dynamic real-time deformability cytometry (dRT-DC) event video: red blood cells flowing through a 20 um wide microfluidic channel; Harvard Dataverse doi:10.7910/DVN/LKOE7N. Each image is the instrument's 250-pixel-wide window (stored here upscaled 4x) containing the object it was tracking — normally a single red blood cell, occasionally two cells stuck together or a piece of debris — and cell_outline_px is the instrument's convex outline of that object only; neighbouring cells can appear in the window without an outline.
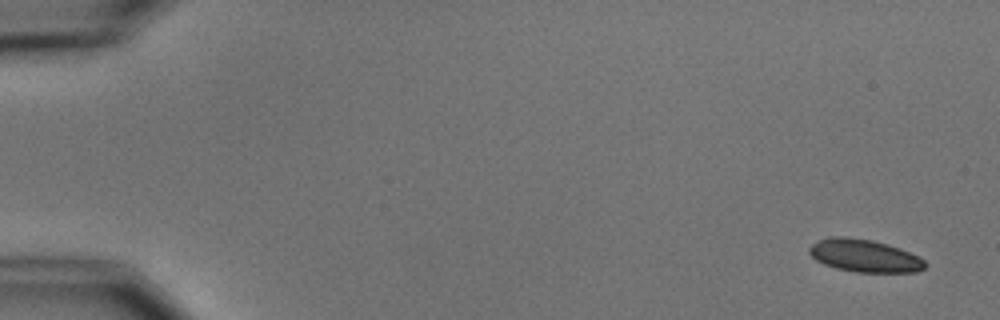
{"species": "common noctule bat (a hibernating species)", "species_latin": "Nyctalus noctula", "temperature_condition": "cold", "stored_images_in_passage": 4, "camera_frame_rate_fps": 3000, "um_per_image_px": 0.085, "animal": {"sex": "male", "body_mass_g": 15.6}, "frame": {"image": 1, "passage_image": 1, "time_ms": 0.0, "image_size_px": [1000, 320], "cell_outline_px": [[924, 268], [916, 272], [856, 272], [836, 268], [824, 264], [816, 260], [808, 252], [808, 248], [812, 244], [828, 236], [844, 236], [872, 240], [888, 244], [900, 248], [924, 260]], "centroid_in_image_um": [73.43, 21.73], "position_along_channel_um": 11.6, "area_um2": 21.91}}